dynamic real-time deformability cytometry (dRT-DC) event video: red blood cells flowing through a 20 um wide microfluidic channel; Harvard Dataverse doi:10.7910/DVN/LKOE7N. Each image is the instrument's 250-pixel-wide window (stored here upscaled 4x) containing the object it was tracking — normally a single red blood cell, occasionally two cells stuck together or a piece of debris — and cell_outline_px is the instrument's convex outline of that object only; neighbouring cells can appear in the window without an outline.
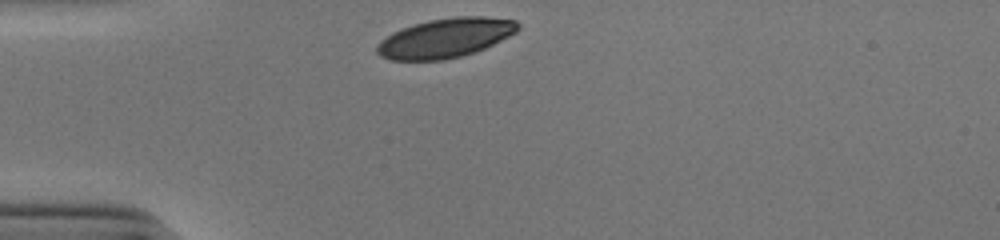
{"species": "human", "species_latin": "Homo sapiens", "temperature_condition": "cold", "stored_images_in_passage": 29, "camera_frame_rate_fps": 3000, "um_per_image_px": 0.085, "donor": {"sex": "male"}, "frame": {"image": 1, "passage_image": 1, "time_ms": 0.0, "image_size_px": [1000, 240], "cell_outline_px": [[520, 28], [516, 32], [484, 48], [460, 56], [444, 60], [388, 60], [380, 56], [376, 52], [376, 44], [380, 40], [392, 32], [428, 20], [456, 16], [484, 16], [516, 20], [520, 24]], "centroid_in_image_um": [37.83, 3.22], "position_along_channel_um": 47.2, "area_um2": 32.25}}
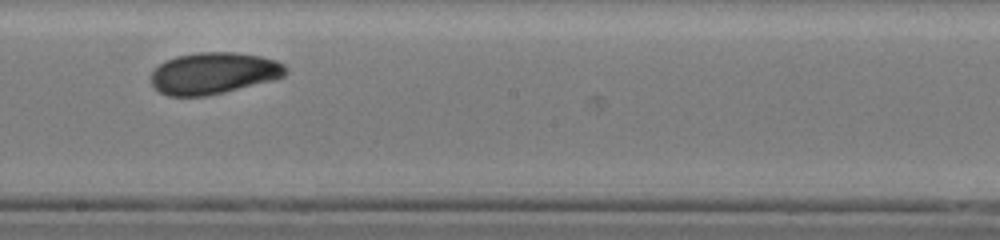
{"frame": {"image": 2, "passage_image": 17, "time_ms": 5.333, "image_size_px": [1000, 240], "cell_outline_px": [[288, 72], [284, 76], [276, 80], [224, 92], [204, 96], [168, 96], [160, 92], [152, 84], [152, 72], [160, 64], [176, 56], [196, 52], [236, 52], [260, 56], [276, 60], [284, 64], [288, 68]], "centroid_in_image_um": [18.22, 6.22], "position_along_channel_um": 230.0, "area_um2": 32.77}}
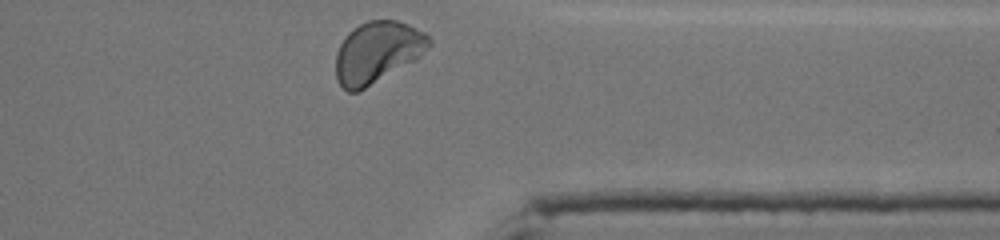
{"frame": {"image": 3, "passage_image": 29, "time_ms": 9.333, "image_size_px": [1000, 240], "cell_outline_px": [[432, 44], [416, 60], [360, 92], [348, 92], [340, 84], [336, 76], [336, 52], [340, 44], [348, 32], [360, 24], [368, 20], [396, 20], [408, 24], [424, 32], [432, 40]], "centroid_in_image_um": [32.08, 4.45], "position_along_channel_um": 379.3, "area_um2": 33.58}, "authors_computed_cell_mechanics": {"area_um2": 32.7726, "velocity_mm_per_s": 3.8462, "shape_relaxation_time_tau1_ms": 3.1128, "shape_relaxation_time_tau2_ms": 2.051, "deformation_change_tau1": 0.0966, "deformation_change_tau2": 0.0485}}